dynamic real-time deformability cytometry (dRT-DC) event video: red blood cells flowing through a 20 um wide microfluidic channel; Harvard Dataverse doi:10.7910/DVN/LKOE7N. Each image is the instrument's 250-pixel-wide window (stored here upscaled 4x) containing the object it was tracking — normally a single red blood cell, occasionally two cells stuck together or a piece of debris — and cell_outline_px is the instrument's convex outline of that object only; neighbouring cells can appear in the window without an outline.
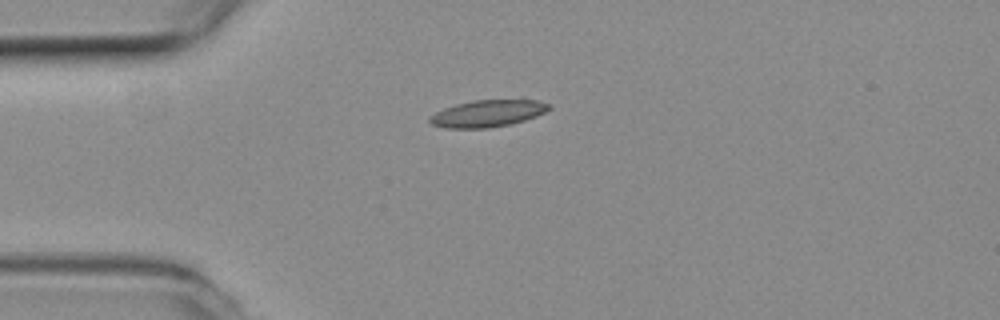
{"species": "common noctule bat (a hibernating species)", "species_latin": "Nyctalus noctula", "temperature_condition": "room temperature", "stored_images_in_passage": 37, "camera_frame_rate_fps": 3000, "um_per_image_px": 0.085, "animal": {"sex": "female", "body_mass_g": 19.3, "forearm_length_mm": 54.1}, "frame": {"image": 1, "passage_image": 2, "time_ms": 0.333, "image_size_px": [1000, 320], "cell_outline_px": [[548, 108], [540, 112], [516, 120], [500, 124], [440, 124], [468, 104], [488, 100], [524, 100]], "centroid_in_image_um": [42.0, 9.54], "position_along_channel_um": 43.0, "area_um2": 12.48}}
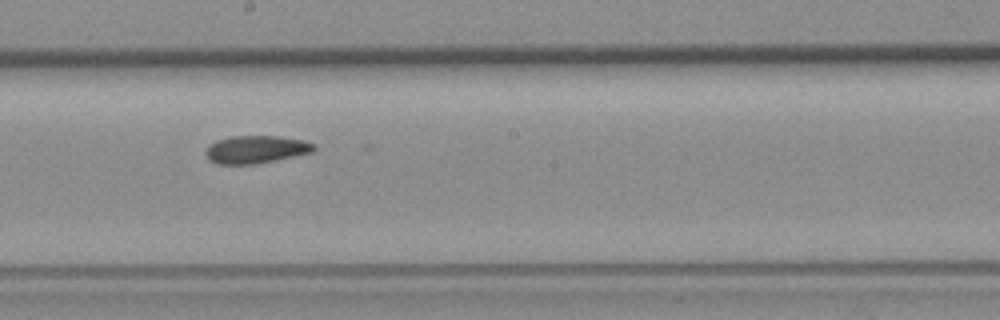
{"frame": {"image": 2, "passage_image": 18, "time_ms": 5.667, "image_size_px": [1000, 320], "cell_outline_px": [[312, 148], [300, 152], [260, 160], [216, 160], [212, 156], [212, 148], [216, 144], [232, 140], [284, 140], [308, 144]], "centroid_in_image_um": [21.77, 12.71], "position_along_channel_um": 226.4, "area_um2": 11.44}}
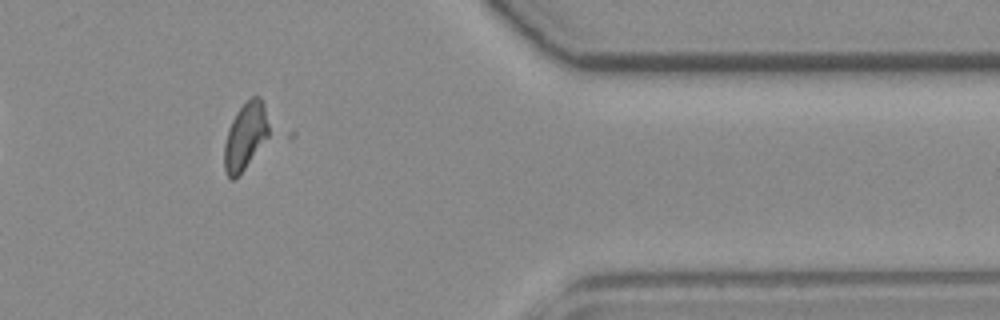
{"frame": {"image": 3, "passage_image": 33, "time_ms": 10.667, "image_size_px": [1000, 320], "cell_outline_px": [[268, 132], [240, 172], [236, 176], [232, 176], [228, 172], [224, 160], [228, 136], [232, 124], [236, 116], [248, 104], [268, 128]], "centroid_in_image_um": [20.71, 11.88], "position_along_channel_um": 390.7, "area_um2": 12.89}}